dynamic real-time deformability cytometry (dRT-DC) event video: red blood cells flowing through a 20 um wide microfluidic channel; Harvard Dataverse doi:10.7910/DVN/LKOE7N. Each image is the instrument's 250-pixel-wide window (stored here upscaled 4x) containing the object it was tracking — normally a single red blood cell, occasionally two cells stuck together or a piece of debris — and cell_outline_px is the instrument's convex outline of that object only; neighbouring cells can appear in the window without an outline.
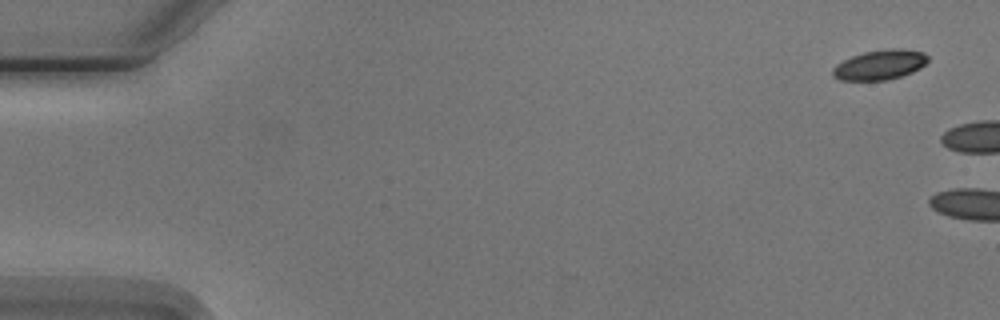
{"species": "Egyptian fruit bat (a non-hibernating species)", "species_latin": "Rousettus aegyptiacus", "temperature_condition": "cold", "stored_images_in_passage": 2, "camera_frame_rate_fps": 3000, "um_per_image_px": 0.085, "animal": {"sex": "male"}, "frame": {"image": 1, "passage_image": 1, "time_ms": 0.0, "image_size_px": [1000, 320], "cell_outline_px": [[928, 60], [920, 68], [912, 72], [888, 80], [840, 80], [832, 76], [832, 68], [836, 64], [852, 56], [864, 52], [892, 48], [900, 48], [924, 52], [928, 56]], "centroid_in_image_um": [74.78, 5.5], "position_along_channel_um": 10.2, "area_um2": 16.53}}